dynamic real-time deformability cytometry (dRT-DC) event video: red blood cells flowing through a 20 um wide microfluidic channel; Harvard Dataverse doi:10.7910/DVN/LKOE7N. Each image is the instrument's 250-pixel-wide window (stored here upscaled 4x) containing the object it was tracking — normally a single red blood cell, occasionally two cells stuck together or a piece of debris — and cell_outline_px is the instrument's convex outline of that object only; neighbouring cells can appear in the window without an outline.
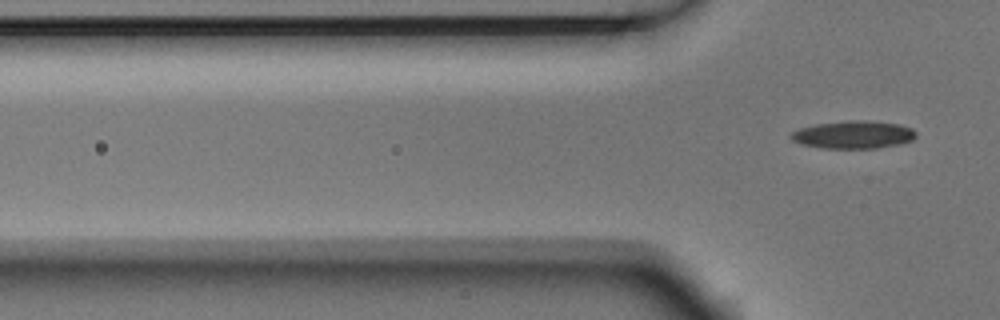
{"species": "Egyptian fruit bat (a non-hibernating species)", "species_latin": "Rousettus aegyptiacus", "temperature_condition": "room temperature", "stored_images_in_passage": 5, "camera_frame_rate_fps": 3000, "um_per_image_px": 0.085, "animal": {"sex": "male"}, "frame": {"image": 1, "passage_image": 5, "time_ms": 1.333, "image_size_px": [1000, 320], "cell_outline_px": [[916, 136], [912, 140], [900, 144], [876, 148], [820, 148], [800, 144], [792, 140], [792, 132], [800, 128], [816, 124], [852, 120], [860, 120], [896, 124], [912, 128], [916, 132]], "centroid_in_image_um": [72.54, 11.46], "position_along_channel_um": 53.3, "area_um2": 20.0}}